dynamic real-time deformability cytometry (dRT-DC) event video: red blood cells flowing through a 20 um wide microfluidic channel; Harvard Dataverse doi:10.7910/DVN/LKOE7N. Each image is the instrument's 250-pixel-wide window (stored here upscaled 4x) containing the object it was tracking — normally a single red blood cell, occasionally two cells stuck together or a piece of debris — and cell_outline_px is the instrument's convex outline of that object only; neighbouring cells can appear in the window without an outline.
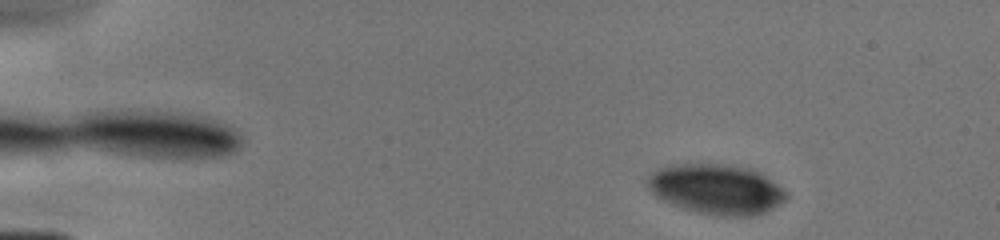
{"species": "human", "species_latin": "Homo sapiens", "temperature_condition": "cold", "stored_images_in_passage": 37, "camera_frame_rate_fps": 3000, "um_per_image_px": 0.085, "donor": {"sex": "male"}, "frame": {"image": 1, "passage_image": 3, "time_ms": 0.667, "image_size_px": [1000, 240], "cell_outline_px": [[788, 196], [780, 204], [764, 212], [752, 216], [716, 216], [696, 212], [672, 204], [656, 196], [648, 188], [648, 176], [656, 168], [668, 164], [732, 164], [752, 168], [760, 172], [788, 192]], "centroid_in_image_um": [60.89, 16.06], "position_along_channel_um": 24.1, "area_um2": 40.75}}
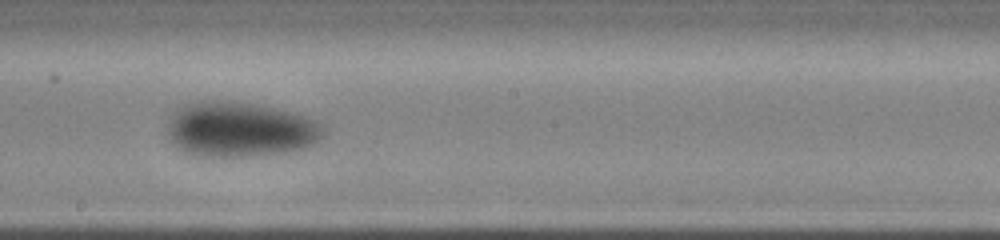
{"frame": {"image": 2, "passage_image": 24, "time_ms": 8.0, "image_size_px": [1000, 240], "cell_outline_px": [[324, 136], [320, 140], [312, 144], [300, 148], [284, 152], [260, 156], [200, 156], [184, 152], [168, 136], [168, 120], [180, 108], [188, 104], [204, 100], [220, 100], [252, 104], [292, 112], [316, 120], [324, 128]], "centroid_in_image_um": [20.41, 11.01], "position_along_channel_um": 227.8, "area_um2": 49.53}}
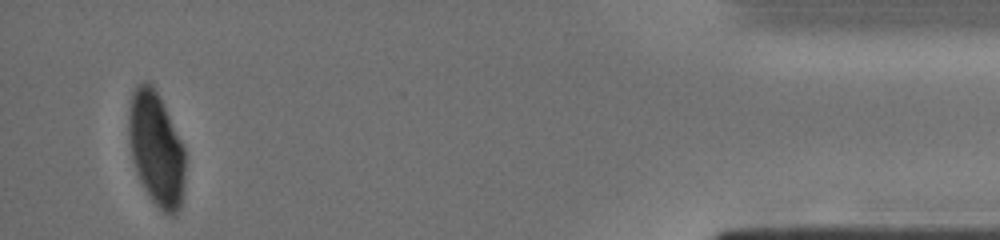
{"frame": {"image": 3, "passage_image": 37, "time_ms": 14.0, "image_size_px": [1000, 240], "cell_outline_px": [[184, 184], [180, 208], [176, 216], [168, 216], [152, 200], [140, 180], [136, 172], [132, 160], [128, 136], [128, 112], [132, 92], [136, 84], [144, 80], [160, 96], [184, 148]], "centroid_in_image_um": [13.26, 12.66], "position_along_channel_um": 421.9, "area_um2": 37.4}}